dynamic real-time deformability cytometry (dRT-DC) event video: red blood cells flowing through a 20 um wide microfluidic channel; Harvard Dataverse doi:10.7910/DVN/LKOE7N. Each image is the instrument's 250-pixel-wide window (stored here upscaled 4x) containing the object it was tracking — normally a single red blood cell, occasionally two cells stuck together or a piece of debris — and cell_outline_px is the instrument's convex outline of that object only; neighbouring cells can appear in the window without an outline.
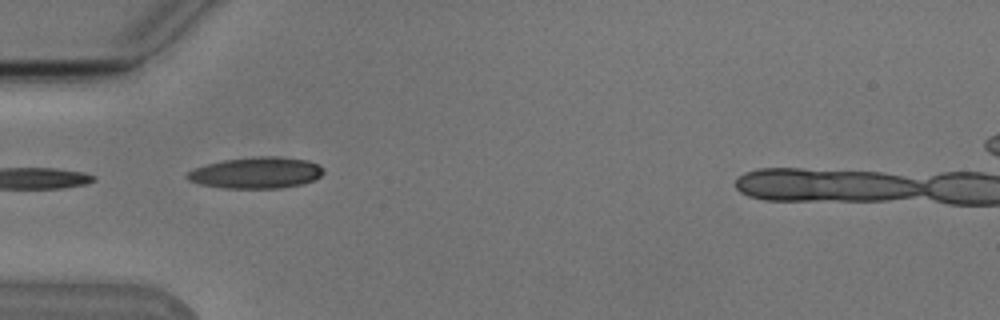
{"species": "Egyptian fruit bat (a non-hibernating species)", "species_latin": "Rousettus aegyptiacus", "temperature_condition": "cold", "stored_images_in_passage": 8, "camera_frame_rate_fps": 3000, "um_per_image_px": 0.085, "animal": {"sex": "male"}, "frame": {"image": 1, "passage_image": 1, "time_ms": 0.0, "image_size_px": [1000, 320], "cell_outline_px": [[324, 172], [320, 176], [312, 180], [300, 184], [280, 188], [224, 188], [200, 184], [188, 180], [184, 176], [192, 168], [224, 160], [252, 156], [280, 156], [308, 160], [316, 164]], "centroid_in_image_um": [21.73, 14.68], "position_along_channel_um": 63.3, "area_um2": 24.8}}